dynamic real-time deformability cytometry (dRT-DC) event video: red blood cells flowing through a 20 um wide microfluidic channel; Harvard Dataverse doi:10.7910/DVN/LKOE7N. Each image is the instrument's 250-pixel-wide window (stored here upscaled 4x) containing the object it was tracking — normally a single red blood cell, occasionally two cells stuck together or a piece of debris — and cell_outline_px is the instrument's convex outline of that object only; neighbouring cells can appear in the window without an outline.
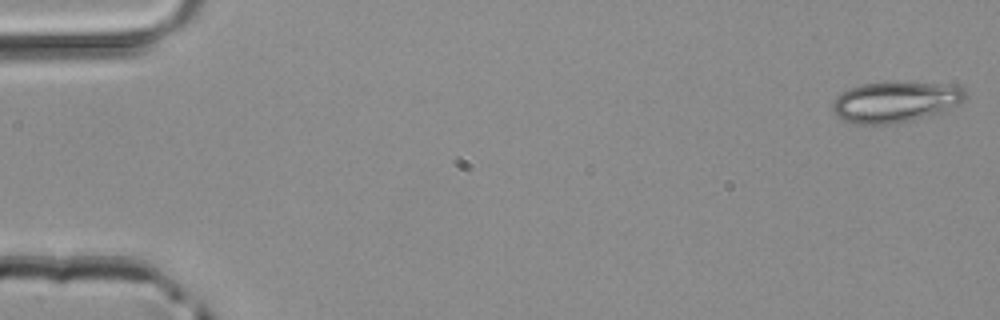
{"species": "common noctule bat (a hibernating species)", "species_latin": "Nyctalus noctula", "temperature_condition": "room temperature", "stored_images_in_passage": 4, "camera_frame_rate_fps": 3000, "um_per_image_px": 0.085, "animal": {"sex": "male", "body_mass_g": 20.4}, "frame": {"image": 1, "passage_image": 1, "time_ms": 0.0, "image_size_px": [1000, 320], "cell_outline_px": [[968, 96], [964, 100], [940, 112], [912, 120], [896, 124], [856, 124], [844, 120], [836, 116], [832, 108], [832, 100], [840, 92], [848, 88], [864, 84], [888, 80], [956, 84], [964, 88]], "centroid_in_image_um": [76.1, 8.62], "position_along_channel_um": 8.9, "area_um2": 32.43}}